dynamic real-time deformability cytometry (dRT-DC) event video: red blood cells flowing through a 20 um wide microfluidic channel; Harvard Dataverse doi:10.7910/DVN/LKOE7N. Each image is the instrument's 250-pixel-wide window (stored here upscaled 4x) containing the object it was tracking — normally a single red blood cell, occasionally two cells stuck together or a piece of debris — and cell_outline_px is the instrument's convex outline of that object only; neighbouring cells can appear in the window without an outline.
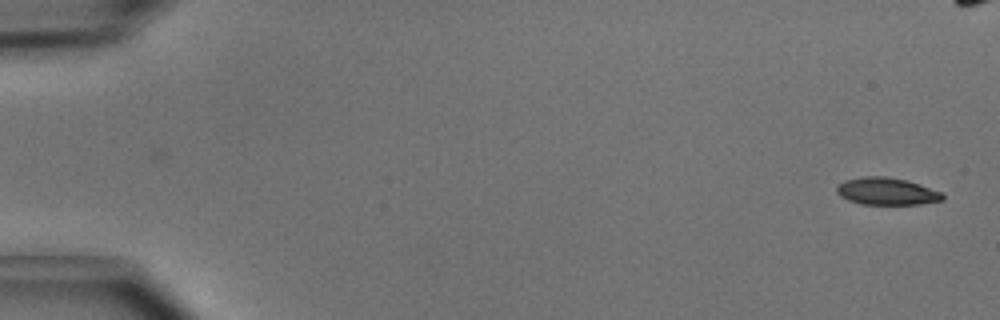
{"species": "common noctule bat (a hibernating species)", "species_latin": "Nyctalus noctula", "temperature_condition": "cold", "stored_images_in_passage": 4, "camera_frame_rate_fps": 3000, "um_per_image_px": 0.085, "animal": {"sex": "male", "body_mass_g": 15.6}, "frame": {"image": 1, "passage_image": 1, "time_ms": 0.0, "image_size_px": [1000, 320], "cell_outline_px": [[944, 200], [920, 204], [860, 204], [848, 200], [840, 196], [836, 192], [836, 188], [844, 180], [860, 176], [884, 176], [908, 180], [940, 192], [944, 196]], "centroid_in_image_um": [75.34, 16.26], "position_along_channel_um": 9.7, "area_um2": 16.82}}